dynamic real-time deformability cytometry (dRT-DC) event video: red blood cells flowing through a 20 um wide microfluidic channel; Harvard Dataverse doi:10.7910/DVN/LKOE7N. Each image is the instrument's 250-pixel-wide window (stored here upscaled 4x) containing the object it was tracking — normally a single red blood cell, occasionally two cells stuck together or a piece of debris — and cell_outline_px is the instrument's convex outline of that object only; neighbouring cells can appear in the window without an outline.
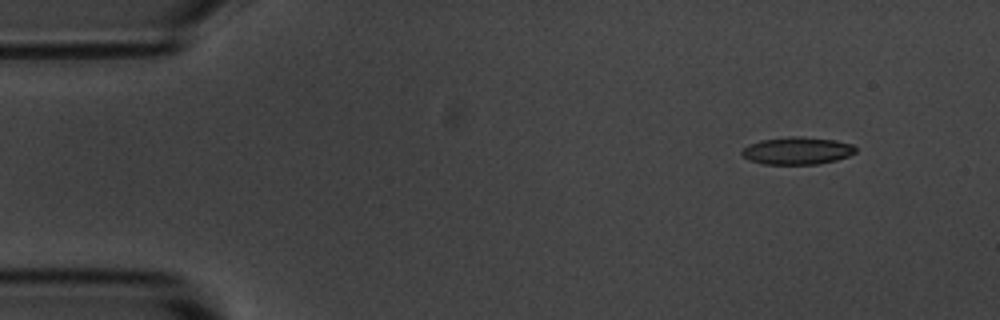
{"species": "common noctule bat (a hibernating species)", "species_latin": "Nyctalus noctula", "temperature_condition": "room temperature", "stored_images_in_passage": 5, "segment_of_instrument_passage": [1, 2], "camera_frame_rate_fps": 3000, "um_per_image_px": 0.085, "animal": {"sex": "male", "body_mass_g": 20.1, "forearm_length_mm": 53.5}, "frame": {"image": 1, "passage_image": 1, "time_ms": 0.0, "image_size_px": [1000, 320], "cell_outline_px": [[856, 152], [848, 156], [836, 160], [816, 164], [764, 164], [748, 160], [740, 152], [748, 144], [760, 140], [792, 136], [800, 136], [836, 140], [852, 144], [856, 148]], "centroid_in_image_um": [67.75, 12.8], "position_along_channel_um": 17.2, "area_um2": 18.21}}